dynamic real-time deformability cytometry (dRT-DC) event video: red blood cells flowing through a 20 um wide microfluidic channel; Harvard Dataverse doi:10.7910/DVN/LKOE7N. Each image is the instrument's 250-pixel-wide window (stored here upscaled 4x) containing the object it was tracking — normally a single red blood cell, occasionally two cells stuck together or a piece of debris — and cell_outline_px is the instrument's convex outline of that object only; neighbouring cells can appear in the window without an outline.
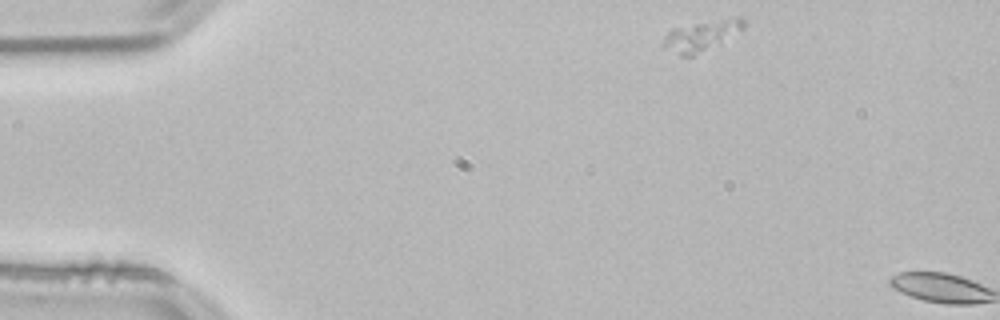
{"species": "common noctule bat (a hibernating species)", "species_latin": "Nyctalus noctula", "temperature_condition": "room temperature", "stored_images_in_passage": 2, "segment_of_instrument_passage": [1, 2], "camera_frame_rate_fps": 3000, "um_per_image_px": 0.085, "animal": {"sex": "male", "body_mass_g": 21.5, "forearm_length_mm": 52.0}, "frame": {"image": 1, "passage_image": 1, "time_ms": 0.0, "image_size_px": [1000, 320], "cell_outline_px": [[744, 28], [720, 44], [692, 56], [680, 56], [664, 48], [660, 44], [664, 36], [672, 28], [728, 16], [740, 16], [744, 20]], "centroid_in_image_um": [59.62, 3.01], "position_along_channel_um": 25.4, "area_um2": 14.74}}